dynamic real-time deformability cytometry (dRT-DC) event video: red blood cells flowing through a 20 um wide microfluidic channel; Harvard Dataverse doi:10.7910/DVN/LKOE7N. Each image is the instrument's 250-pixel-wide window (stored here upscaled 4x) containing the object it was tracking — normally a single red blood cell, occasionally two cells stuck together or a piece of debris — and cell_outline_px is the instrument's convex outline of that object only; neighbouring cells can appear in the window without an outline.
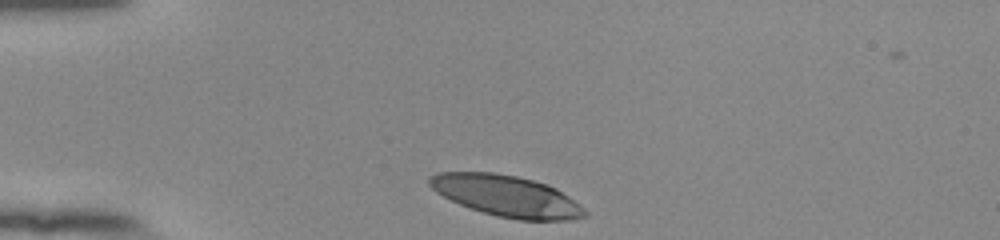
{"species": "human", "species_latin": "Homo sapiens", "temperature_condition": "room temperature", "stored_images_in_passage": 6, "camera_frame_rate_fps": 3000, "um_per_image_px": 0.085, "donor": {"sex": "female"}, "frame": {"image": 1, "passage_image": 1, "time_ms": 0.0, "image_size_px": [1000, 240], "cell_outline_px": [[588, 216], [568, 220], [520, 220], [496, 216], [460, 204], [436, 192], [428, 184], [428, 176], [436, 172], [492, 172], [516, 176], [548, 184], [556, 188], [580, 204], [588, 212]], "centroid_in_image_um": [43.07, 16.65], "position_along_channel_um": 41.9, "area_um2": 37.22}}